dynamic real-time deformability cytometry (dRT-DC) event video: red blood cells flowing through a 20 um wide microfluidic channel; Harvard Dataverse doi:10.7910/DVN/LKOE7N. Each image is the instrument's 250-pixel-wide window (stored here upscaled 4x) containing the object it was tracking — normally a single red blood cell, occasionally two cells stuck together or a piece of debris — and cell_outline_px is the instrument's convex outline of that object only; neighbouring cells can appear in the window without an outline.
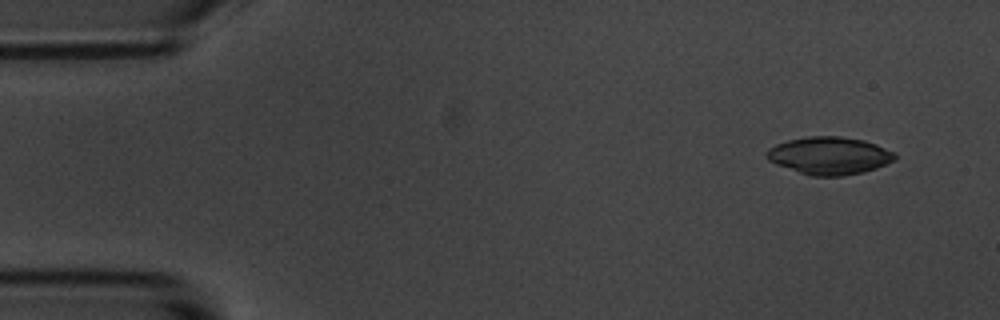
{"species": "common noctule bat (a hibernating species)", "species_latin": "Nyctalus noctula", "temperature_condition": "room temperature", "stored_images_in_passage": 12, "camera_frame_rate_fps": 3000, "um_per_image_px": 0.085, "animal": {"sex": "male", "body_mass_g": 20.1, "forearm_length_mm": 53.5}, "frame": {"image": 1, "passage_image": 1, "time_ms": 0.0, "image_size_px": [1000, 320], "cell_outline_px": [[896, 160], [876, 168], [864, 172], [844, 176], [812, 176], [776, 164], [768, 160], [764, 156], [764, 152], [768, 148], [776, 144], [788, 140], [808, 136], [840, 136], [864, 140], [876, 144], [896, 152]], "centroid_in_image_um": [70.5, 13.22], "position_along_channel_um": 14.5, "area_um2": 28.32}}
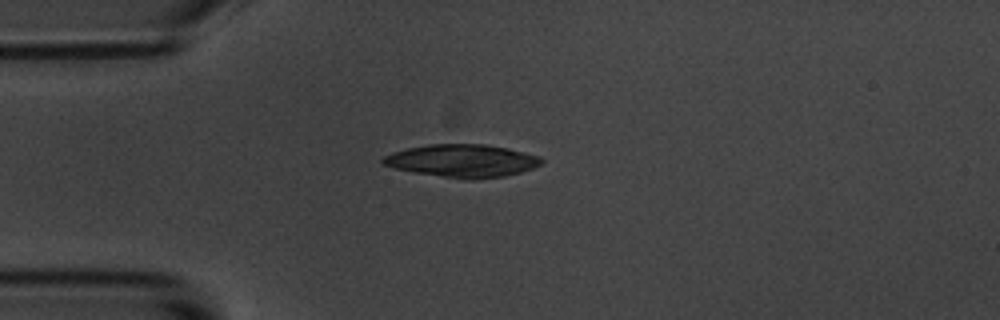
{"frame": {"image": 2, "passage_image": 3, "time_ms": 3.333, "image_size_px": [1000, 320], "cell_outline_px": [[544, 164], [520, 172], [504, 176], [472, 180], [468, 180], [412, 172], [396, 168], [384, 164], [380, 160], [384, 156], [392, 152], [408, 148], [428, 144], [488, 144], [508, 148], [540, 156], [544, 160]], "centroid_in_image_um": [39.32, 13.66], "position_along_channel_um": 45.7, "area_um2": 30.4}}